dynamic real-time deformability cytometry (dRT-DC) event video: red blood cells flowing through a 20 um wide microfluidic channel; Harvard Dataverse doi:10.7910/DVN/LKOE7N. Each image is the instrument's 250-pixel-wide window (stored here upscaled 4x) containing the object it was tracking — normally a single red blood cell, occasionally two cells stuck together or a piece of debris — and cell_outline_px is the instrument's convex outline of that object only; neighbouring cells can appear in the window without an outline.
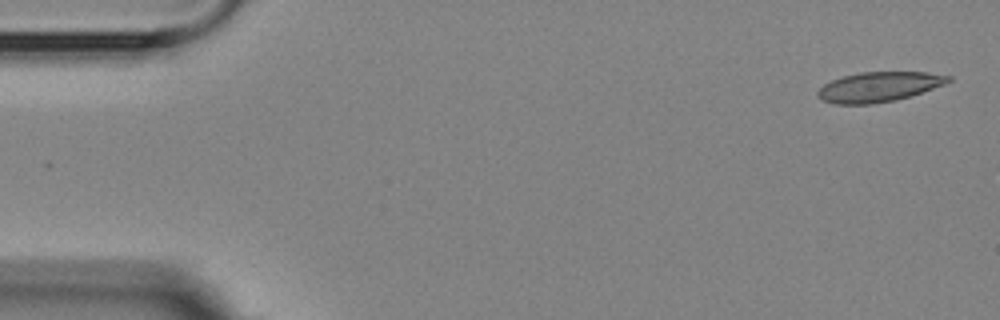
{"species": "Egyptian fruit bat (a non-hibernating species)", "species_latin": "Rousettus aegyptiacus", "temperature_condition": "room temperature", "stored_images_in_passage": 9, "camera_frame_rate_fps": 3000, "um_per_image_px": 0.085, "animal": {"sex": "female"}, "frame": {"image": 1, "passage_image": 1, "time_ms": 0.0, "image_size_px": [1000, 320], "cell_outline_px": [[952, 80], [944, 84], [896, 100], [872, 104], [836, 104], [820, 100], [816, 96], [816, 92], [824, 84], [832, 80], [844, 76], [860, 72], [928, 72], [952, 76]], "centroid_in_image_um": [74.67, 7.38], "position_along_channel_um": 10.3, "area_um2": 22.66}}